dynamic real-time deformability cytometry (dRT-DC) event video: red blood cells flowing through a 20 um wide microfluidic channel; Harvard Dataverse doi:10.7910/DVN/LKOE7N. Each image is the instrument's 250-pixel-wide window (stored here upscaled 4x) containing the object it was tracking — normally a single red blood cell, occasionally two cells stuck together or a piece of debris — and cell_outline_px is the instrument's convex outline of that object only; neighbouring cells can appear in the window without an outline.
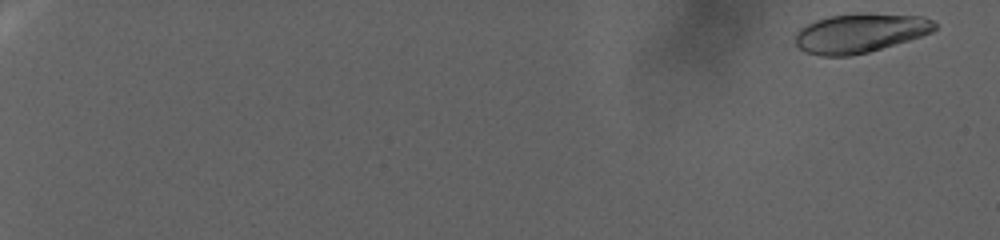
{"species": "human", "species_latin": "Homo sapiens", "temperature_condition": "warm", "stored_images_in_passage": 108, "camera_frame_rate_fps": 3000, "um_per_image_px": 0.085, "donor": {"sex": "female"}, "frame": {"image": 1, "passage_image": 4, "time_ms": 1.0, "image_size_px": [1000, 240], "cell_outline_px": [[936, 28], [932, 32], [908, 40], [868, 52], [852, 56], [820, 56], [804, 52], [796, 44], [796, 32], [800, 28], [816, 20], [828, 16], [856, 12], [868, 12], [924, 16], [932, 20], [936, 24]], "centroid_in_image_um": [73.1, 2.79], "position_along_channel_um": 11.9, "area_um2": 32.19}}
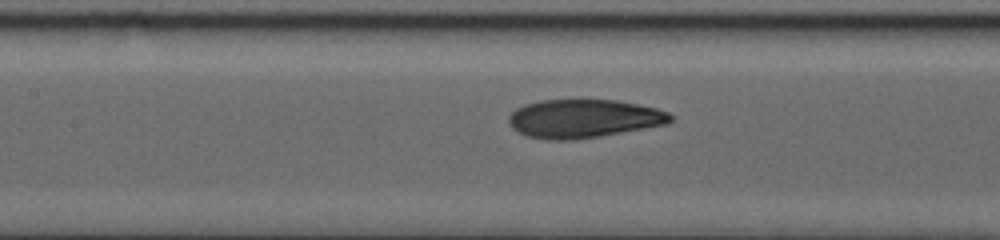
{"frame": {"image": 2, "passage_image": 60, "time_ms": 19.667, "image_size_px": [1000, 240], "cell_outline_px": [[672, 120], [668, 124], [600, 136], [572, 140], [544, 140], [528, 136], [516, 132], [508, 124], [508, 116], [516, 108], [524, 104], [540, 100], [616, 100], [656, 108], [668, 112], [672, 116]], "centroid_in_image_um": [49.56, 10.09], "position_along_channel_um": 157.8, "area_um2": 36.41}}
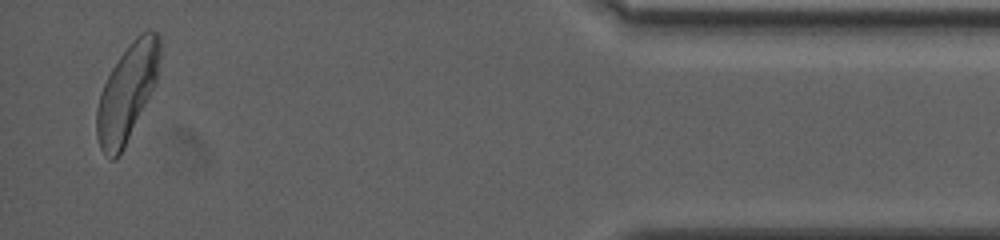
{"frame": {"image": 3, "passage_image": 105, "time_ms": 34.667, "image_size_px": [1000, 240], "cell_outline_px": [[160, 56], [156, 80], [124, 148], [120, 156], [116, 160], [108, 160], [104, 156], [100, 148], [96, 136], [96, 108], [100, 92], [112, 68], [120, 56], [136, 36], [140, 32], [156, 32], [160, 36]], "centroid_in_image_um": [10.76, 7.93], "position_along_channel_um": 424.4, "area_um2": 35.2}}